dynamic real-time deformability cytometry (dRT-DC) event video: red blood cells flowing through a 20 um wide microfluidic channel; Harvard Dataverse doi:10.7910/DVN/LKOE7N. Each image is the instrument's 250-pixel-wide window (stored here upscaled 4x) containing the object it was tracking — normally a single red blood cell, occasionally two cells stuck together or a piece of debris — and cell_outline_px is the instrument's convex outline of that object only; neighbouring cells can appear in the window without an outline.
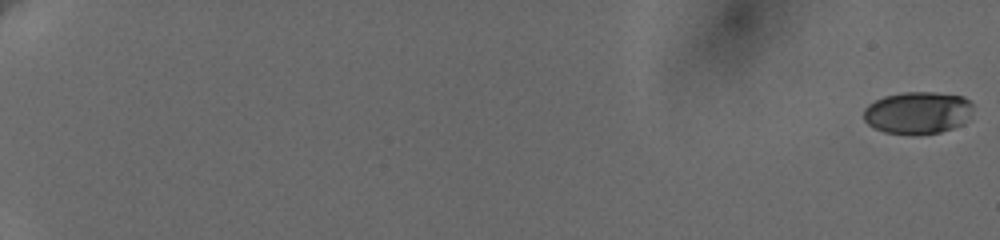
{"species": "human", "species_latin": "Homo sapiens", "temperature_condition": "cold", "stored_images_in_passage": 33, "camera_frame_rate_fps": 3000, "um_per_image_px": 0.085, "donor": {"sex": "female"}, "frame": {"image": 1, "passage_image": 1, "time_ms": 0.0, "image_size_px": [1000, 240], "cell_outline_px": [[972, 108], [964, 124], [940, 132], [916, 136], [884, 132], [868, 124], [864, 120], [864, 108], [868, 104], [884, 96], [904, 92], [932, 92], [964, 96], [972, 104]], "centroid_in_image_um": [77.99, 9.59], "position_along_channel_um": 7.0, "area_um2": 27.11}}
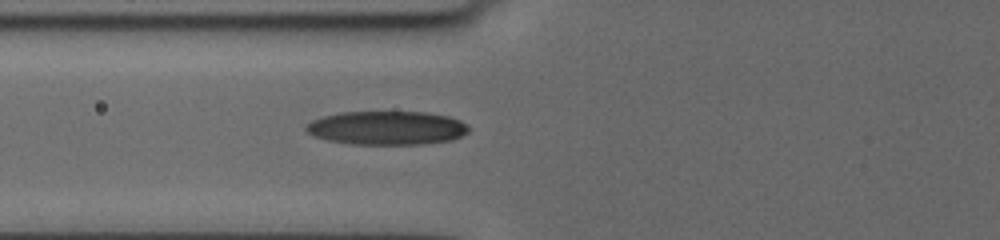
{"frame": {"image": 2, "passage_image": 29, "time_ms": 9.0, "image_size_px": [1000, 240], "cell_outline_px": [[468, 132], [452, 140], [420, 144], [352, 144], [328, 140], [316, 136], [308, 132], [304, 128], [312, 120], [320, 116], [340, 112], [424, 112], [448, 116], [460, 120], [468, 128]], "centroid_in_image_um": [32.86, 10.87], "position_along_channel_um": 92.9, "area_um2": 31.79}}
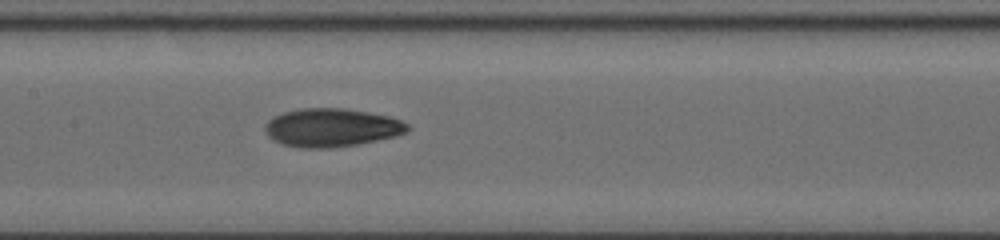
{"frame": {"image": 3, "passage_image": 33, "time_ms": 11.333, "image_size_px": [1000, 240], "cell_outline_px": [[412, 128], [408, 132], [396, 136], [356, 144], [328, 148], [304, 148], [284, 144], [272, 140], [268, 136], [264, 128], [268, 120], [272, 116], [284, 112], [304, 108], [344, 108], [368, 112], [388, 116], [400, 120], [408, 124]], "centroid_in_image_um": [28.19, 10.84], "position_along_channel_um": 179.2, "area_um2": 31.79}}